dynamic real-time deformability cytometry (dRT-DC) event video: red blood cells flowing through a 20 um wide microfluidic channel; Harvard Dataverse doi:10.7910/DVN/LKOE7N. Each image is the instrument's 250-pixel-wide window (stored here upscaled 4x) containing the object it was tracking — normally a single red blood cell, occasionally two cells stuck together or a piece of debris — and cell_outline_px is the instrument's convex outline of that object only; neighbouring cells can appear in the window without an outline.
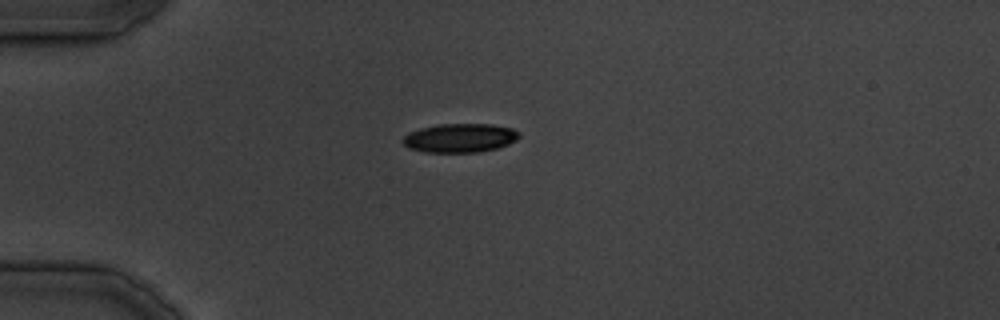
{"species": "common noctule bat (a hibernating species)", "species_latin": "Nyctalus noctula", "temperature_condition": "cold", "stored_images_in_passage": 19, "camera_frame_rate_fps": 3000, "um_per_image_px": 0.085, "animal": {"sex": "male", "body_mass_g": 19.5, "forearm_length_mm": 54.6}, "frame": {"image": 1, "passage_image": 1, "time_ms": 0.0, "image_size_px": [1000, 320], "cell_outline_px": [[520, 136], [516, 140], [508, 144], [496, 148], [476, 152], [424, 152], [408, 148], [400, 140], [408, 132], [420, 128], [440, 124], [492, 124], [512, 128], [520, 132]], "centroid_in_image_um": [39.07, 11.72], "position_along_channel_um": 45.9, "area_um2": 19.65}}
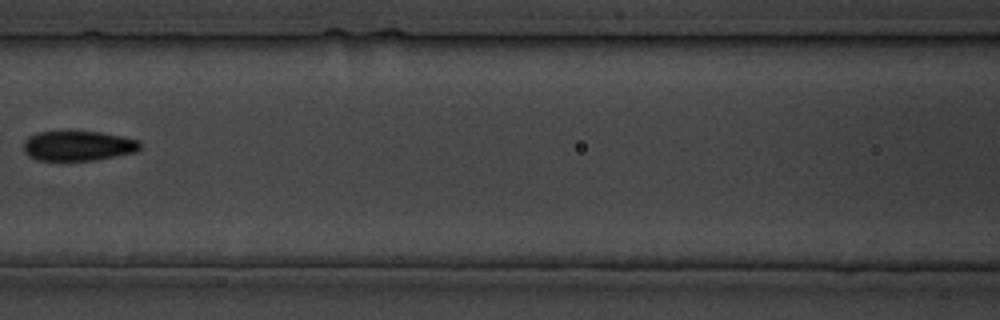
{"frame": {"image": 2, "passage_image": 9, "time_ms": 9.333, "image_size_px": [1000, 320], "cell_outline_px": [[140, 148], [136, 152], [116, 156], [92, 160], [36, 160], [28, 156], [24, 152], [24, 140], [28, 136], [36, 132], [100, 132], [140, 140]], "centroid_in_image_um": [6.61, 12.4], "position_along_channel_um": 160.0, "area_um2": 20.23}}
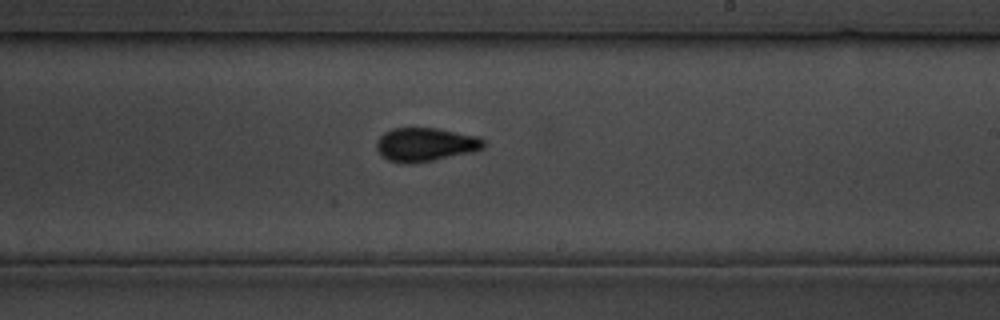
{"frame": {"image": 3, "passage_image": 14, "time_ms": 15.667, "image_size_px": [1000, 320], "cell_outline_px": [[484, 148], [472, 152], [412, 164], [404, 164], [388, 160], [380, 156], [376, 148], [376, 140], [384, 132], [392, 128], [436, 128], [480, 136], [484, 140]], "centroid_in_image_um": [36.13, 12.28], "position_along_channel_um": 252.9, "area_um2": 21.21}}